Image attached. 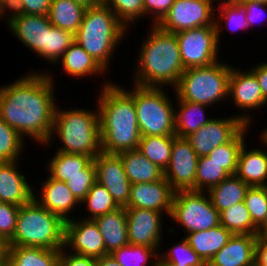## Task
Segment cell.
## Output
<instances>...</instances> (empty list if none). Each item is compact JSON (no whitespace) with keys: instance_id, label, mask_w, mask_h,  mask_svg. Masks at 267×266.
Returning <instances> with one entry per match:
<instances>
[{"instance_id":"f546056e","label":"cell","mask_w":267,"mask_h":266,"mask_svg":"<svg viewBox=\"0 0 267 266\" xmlns=\"http://www.w3.org/2000/svg\"><path fill=\"white\" fill-rule=\"evenodd\" d=\"M60 250L8 247L6 266H58Z\"/></svg>"},{"instance_id":"74e56055","label":"cell","mask_w":267,"mask_h":266,"mask_svg":"<svg viewBox=\"0 0 267 266\" xmlns=\"http://www.w3.org/2000/svg\"><path fill=\"white\" fill-rule=\"evenodd\" d=\"M158 253L159 251L156 248L128 244L115 250L111 255L121 266H154L156 259L159 257ZM149 262L152 264H149Z\"/></svg>"},{"instance_id":"7dc6e473","label":"cell","mask_w":267,"mask_h":266,"mask_svg":"<svg viewBox=\"0 0 267 266\" xmlns=\"http://www.w3.org/2000/svg\"><path fill=\"white\" fill-rule=\"evenodd\" d=\"M175 0H143L144 17L150 15L152 25H158L168 14ZM147 14V15H146Z\"/></svg>"},{"instance_id":"5bb4252c","label":"cell","mask_w":267,"mask_h":266,"mask_svg":"<svg viewBox=\"0 0 267 266\" xmlns=\"http://www.w3.org/2000/svg\"><path fill=\"white\" fill-rule=\"evenodd\" d=\"M7 13V14H6ZM4 15L8 30L17 38L24 47L33 51L39 58L46 62L47 32L51 27L47 15H28L6 11Z\"/></svg>"},{"instance_id":"f6af8a7d","label":"cell","mask_w":267,"mask_h":266,"mask_svg":"<svg viewBox=\"0 0 267 266\" xmlns=\"http://www.w3.org/2000/svg\"><path fill=\"white\" fill-rule=\"evenodd\" d=\"M20 206L0 201V237L8 242L14 235Z\"/></svg>"},{"instance_id":"e575fe53","label":"cell","mask_w":267,"mask_h":266,"mask_svg":"<svg viewBox=\"0 0 267 266\" xmlns=\"http://www.w3.org/2000/svg\"><path fill=\"white\" fill-rule=\"evenodd\" d=\"M173 136H141L137 150L165 171L172 153Z\"/></svg>"},{"instance_id":"11a10c76","label":"cell","mask_w":267,"mask_h":266,"mask_svg":"<svg viewBox=\"0 0 267 266\" xmlns=\"http://www.w3.org/2000/svg\"><path fill=\"white\" fill-rule=\"evenodd\" d=\"M257 237L262 240H267V216L264 222L257 229Z\"/></svg>"},{"instance_id":"f5cc1de1","label":"cell","mask_w":267,"mask_h":266,"mask_svg":"<svg viewBox=\"0 0 267 266\" xmlns=\"http://www.w3.org/2000/svg\"><path fill=\"white\" fill-rule=\"evenodd\" d=\"M254 256V266H267V240L257 238Z\"/></svg>"},{"instance_id":"f1b7e54d","label":"cell","mask_w":267,"mask_h":266,"mask_svg":"<svg viewBox=\"0 0 267 266\" xmlns=\"http://www.w3.org/2000/svg\"><path fill=\"white\" fill-rule=\"evenodd\" d=\"M118 155L131 184L155 182L164 177V171L137 149L124 151Z\"/></svg>"},{"instance_id":"4dcf8cb0","label":"cell","mask_w":267,"mask_h":266,"mask_svg":"<svg viewBox=\"0 0 267 266\" xmlns=\"http://www.w3.org/2000/svg\"><path fill=\"white\" fill-rule=\"evenodd\" d=\"M249 187V185L236 175H229L219 184L212 187L207 193L210 196L213 206L221 213L223 210L244 201Z\"/></svg>"},{"instance_id":"03108f58","label":"cell","mask_w":267,"mask_h":266,"mask_svg":"<svg viewBox=\"0 0 267 266\" xmlns=\"http://www.w3.org/2000/svg\"><path fill=\"white\" fill-rule=\"evenodd\" d=\"M0 266H6V262H0Z\"/></svg>"},{"instance_id":"b9f144b4","label":"cell","mask_w":267,"mask_h":266,"mask_svg":"<svg viewBox=\"0 0 267 266\" xmlns=\"http://www.w3.org/2000/svg\"><path fill=\"white\" fill-rule=\"evenodd\" d=\"M75 42V35L51 25L46 39V62L55 67L63 53ZM52 63V64H51Z\"/></svg>"},{"instance_id":"be15d7a7","label":"cell","mask_w":267,"mask_h":266,"mask_svg":"<svg viewBox=\"0 0 267 266\" xmlns=\"http://www.w3.org/2000/svg\"><path fill=\"white\" fill-rule=\"evenodd\" d=\"M3 17H5L4 13L0 10V18L4 19Z\"/></svg>"},{"instance_id":"30bf717a","label":"cell","mask_w":267,"mask_h":266,"mask_svg":"<svg viewBox=\"0 0 267 266\" xmlns=\"http://www.w3.org/2000/svg\"><path fill=\"white\" fill-rule=\"evenodd\" d=\"M180 58L185 69L217 62L219 42L215 25H206L176 33Z\"/></svg>"},{"instance_id":"d590c367","label":"cell","mask_w":267,"mask_h":266,"mask_svg":"<svg viewBox=\"0 0 267 266\" xmlns=\"http://www.w3.org/2000/svg\"><path fill=\"white\" fill-rule=\"evenodd\" d=\"M80 205L87 206L86 208L89 210H87L88 216L85 214L86 217L84 216L83 218L87 220H94L99 216L120 208L108 190L98 181L92 185L86 197L80 202Z\"/></svg>"},{"instance_id":"83f0119b","label":"cell","mask_w":267,"mask_h":266,"mask_svg":"<svg viewBox=\"0 0 267 266\" xmlns=\"http://www.w3.org/2000/svg\"><path fill=\"white\" fill-rule=\"evenodd\" d=\"M175 98L178 103V107H174V130L176 136L186 138L212 119V117L209 118L206 115V108H210L209 106Z\"/></svg>"},{"instance_id":"ee69618b","label":"cell","mask_w":267,"mask_h":266,"mask_svg":"<svg viewBox=\"0 0 267 266\" xmlns=\"http://www.w3.org/2000/svg\"><path fill=\"white\" fill-rule=\"evenodd\" d=\"M244 203L252 222L259 227L267 216V187H249Z\"/></svg>"},{"instance_id":"db71d44e","label":"cell","mask_w":267,"mask_h":266,"mask_svg":"<svg viewBox=\"0 0 267 266\" xmlns=\"http://www.w3.org/2000/svg\"><path fill=\"white\" fill-rule=\"evenodd\" d=\"M96 266H121L116 259L111 255H105L96 259Z\"/></svg>"},{"instance_id":"836d02e7","label":"cell","mask_w":267,"mask_h":266,"mask_svg":"<svg viewBox=\"0 0 267 266\" xmlns=\"http://www.w3.org/2000/svg\"><path fill=\"white\" fill-rule=\"evenodd\" d=\"M250 125H245L229 142L216 147L207 156L210 160L222 165V168L229 174L235 175L237 171L238 155L241 147L247 141L246 133Z\"/></svg>"},{"instance_id":"ab89813d","label":"cell","mask_w":267,"mask_h":266,"mask_svg":"<svg viewBox=\"0 0 267 266\" xmlns=\"http://www.w3.org/2000/svg\"><path fill=\"white\" fill-rule=\"evenodd\" d=\"M24 142V138L0 118V162L18 161L25 151Z\"/></svg>"},{"instance_id":"816d5d0a","label":"cell","mask_w":267,"mask_h":266,"mask_svg":"<svg viewBox=\"0 0 267 266\" xmlns=\"http://www.w3.org/2000/svg\"><path fill=\"white\" fill-rule=\"evenodd\" d=\"M249 69L255 74L261 87L263 99L267 102V61L260 62Z\"/></svg>"},{"instance_id":"6f0895ef","label":"cell","mask_w":267,"mask_h":266,"mask_svg":"<svg viewBox=\"0 0 267 266\" xmlns=\"http://www.w3.org/2000/svg\"><path fill=\"white\" fill-rule=\"evenodd\" d=\"M72 1L87 9L89 7H93L99 4L102 0H72Z\"/></svg>"},{"instance_id":"bcb514c9","label":"cell","mask_w":267,"mask_h":266,"mask_svg":"<svg viewBox=\"0 0 267 266\" xmlns=\"http://www.w3.org/2000/svg\"><path fill=\"white\" fill-rule=\"evenodd\" d=\"M52 0H14L8 11L28 15H47Z\"/></svg>"},{"instance_id":"1f68e13d","label":"cell","mask_w":267,"mask_h":266,"mask_svg":"<svg viewBox=\"0 0 267 266\" xmlns=\"http://www.w3.org/2000/svg\"><path fill=\"white\" fill-rule=\"evenodd\" d=\"M85 10V7L72 0H52L47 16L53 26L75 35L82 23Z\"/></svg>"},{"instance_id":"680465c9","label":"cell","mask_w":267,"mask_h":266,"mask_svg":"<svg viewBox=\"0 0 267 266\" xmlns=\"http://www.w3.org/2000/svg\"><path fill=\"white\" fill-rule=\"evenodd\" d=\"M14 3V0H0V10L5 13L8 11Z\"/></svg>"},{"instance_id":"7a4b0ae2","label":"cell","mask_w":267,"mask_h":266,"mask_svg":"<svg viewBox=\"0 0 267 266\" xmlns=\"http://www.w3.org/2000/svg\"><path fill=\"white\" fill-rule=\"evenodd\" d=\"M107 82V83H105ZM96 107L99 111L102 152L119 154L138 148L139 131L134 99L121 84L104 80Z\"/></svg>"},{"instance_id":"4316f807","label":"cell","mask_w":267,"mask_h":266,"mask_svg":"<svg viewBox=\"0 0 267 266\" xmlns=\"http://www.w3.org/2000/svg\"><path fill=\"white\" fill-rule=\"evenodd\" d=\"M232 235L220 224L205 231L185 234L184 238L190 247L208 264L213 256L226 245Z\"/></svg>"},{"instance_id":"cb8c5ba5","label":"cell","mask_w":267,"mask_h":266,"mask_svg":"<svg viewBox=\"0 0 267 266\" xmlns=\"http://www.w3.org/2000/svg\"><path fill=\"white\" fill-rule=\"evenodd\" d=\"M47 161L48 174L58 181L67 182L75 175H96L95 163L88 155L56 151Z\"/></svg>"},{"instance_id":"d4e9b609","label":"cell","mask_w":267,"mask_h":266,"mask_svg":"<svg viewBox=\"0 0 267 266\" xmlns=\"http://www.w3.org/2000/svg\"><path fill=\"white\" fill-rule=\"evenodd\" d=\"M94 221L103 237L106 255L129 244L125 207L99 216Z\"/></svg>"},{"instance_id":"9c48e42d","label":"cell","mask_w":267,"mask_h":266,"mask_svg":"<svg viewBox=\"0 0 267 266\" xmlns=\"http://www.w3.org/2000/svg\"><path fill=\"white\" fill-rule=\"evenodd\" d=\"M169 218L180 224L186 234L220 225L219 211L213 206L209 194L202 191L175 192Z\"/></svg>"},{"instance_id":"4fadbf2b","label":"cell","mask_w":267,"mask_h":266,"mask_svg":"<svg viewBox=\"0 0 267 266\" xmlns=\"http://www.w3.org/2000/svg\"><path fill=\"white\" fill-rule=\"evenodd\" d=\"M199 156L186 138L173 135L170 162L164 178L175 192L195 191V178Z\"/></svg>"},{"instance_id":"5b68a950","label":"cell","mask_w":267,"mask_h":266,"mask_svg":"<svg viewBox=\"0 0 267 266\" xmlns=\"http://www.w3.org/2000/svg\"><path fill=\"white\" fill-rule=\"evenodd\" d=\"M71 108L63 110L56 106L51 136L58 138L62 145L56 151L91 156L93 159L102 152L98 107L94 110ZM56 135V136H55Z\"/></svg>"},{"instance_id":"7bdbcfd3","label":"cell","mask_w":267,"mask_h":266,"mask_svg":"<svg viewBox=\"0 0 267 266\" xmlns=\"http://www.w3.org/2000/svg\"><path fill=\"white\" fill-rule=\"evenodd\" d=\"M128 29L136 21L144 18L143 0H102ZM138 19V20H137ZM131 24V25H130Z\"/></svg>"},{"instance_id":"d6986e66","label":"cell","mask_w":267,"mask_h":266,"mask_svg":"<svg viewBox=\"0 0 267 266\" xmlns=\"http://www.w3.org/2000/svg\"><path fill=\"white\" fill-rule=\"evenodd\" d=\"M174 194L164 177L155 182L131 184L129 203L125 208L151 209L170 217Z\"/></svg>"},{"instance_id":"ba28073f","label":"cell","mask_w":267,"mask_h":266,"mask_svg":"<svg viewBox=\"0 0 267 266\" xmlns=\"http://www.w3.org/2000/svg\"><path fill=\"white\" fill-rule=\"evenodd\" d=\"M133 99L141 136H173L174 107L167 88L134 85L126 90ZM172 102V103H171Z\"/></svg>"},{"instance_id":"f35d334b","label":"cell","mask_w":267,"mask_h":266,"mask_svg":"<svg viewBox=\"0 0 267 266\" xmlns=\"http://www.w3.org/2000/svg\"><path fill=\"white\" fill-rule=\"evenodd\" d=\"M228 176L229 174L222 168V165L210 160L207 156L199 157L195 178V191L208 192Z\"/></svg>"},{"instance_id":"60d3db41","label":"cell","mask_w":267,"mask_h":266,"mask_svg":"<svg viewBox=\"0 0 267 266\" xmlns=\"http://www.w3.org/2000/svg\"><path fill=\"white\" fill-rule=\"evenodd\" d=\"M159 258L175 266H207L203 259L190 247L187 240L182 237L173 247L158 253Z\"/></svg>"},{"instance_id":"484cf974","label":"cell","mask_w":267,"mask_h":266,"mask_svg":"<svg viewBox=\"0 0 267 266\" xmlns=\"http://www.w3.org/2000/svg\"><path fill=\"white\" fill-rule=\"evenodd\" d=\"M60 62V63H59ZM73 78L105 76L106 71L76 42H74L55 65Z\"/></svg>"},{"instance_id":"603a6c76","label":"cell","mask_w":267,"mask_h":266,"mask_svg":"<svg viewBox=\"0 0 267 266\" xmlns=\"http://www.w3.org/2000/svg\"><path fill=\"white\" fill-rule=\"evenodd\" d=\"M245 142L238 155L236 176L250 187H267V145L248 149ZM266 150V151H265Z\"/></svg>"},{"instance_id":"44dd1931","label":"cell","mask_w":267,"mask_h":266,"mask_svg":"<svg viewBox=\"0 0 267 266\" xmlns=\"http://www.w3.org/2000/svg\"><path fill=\"white\" fill-rule=\"evenodd\" d=\"M18 162H0V201L22 206L34 198L36 191L26 175L21 174Z\"/></svg>"},{"instance_id":"6125c7cd","label":"cell","mask_w":267,"mask_h":266,"mask_svg":"<svg viewBox=\"0 0 267 266\" xmlns=\"http://www.w3.org/2000/svg\"><path fill=\"white\" fill-rule=\"evenodd\" d=\"M260 133L259 138H261L259 140H262L267 145V128L262 130Z\"/></svg>"},{"instance_id":"681fc988","label":"cell","mask_w":267,"mask_h":266,"mask_svg":"<svg viewBox=\"0 0 267 266\" xmlns=\"http://www.w3.org/2000/svg\"><path fill=\"white\" fill-rule=\"evenodd\" d=\"M58 266H96V259L60 250Z\"/></svg>"},{"instance_id":"94428289","label":"cell","mask_w":267,"mask_h":266,"mask_svg":"<svg viewBox=\"0 0 267 266\" xmlns=\"http://www.w3.org/2000/svg\"><path fill=\"white\" fill-rule=\"evenodd\" d=\"M154 266H175L171 263H167L165 261H163L162 259H160L159 257L156 259L155 265Z\"/></svg>"},{"instance_id":"ac0fdd59","label":"cell","mask_w":267,"mask_h":266,"mask_svg":"<svg viewBox=\"0 0 267 266\" xmlns=\"http://www.w3.org/2000/svg\"><path fill=\"white\" fill-rule=\"evenodd\" d=\"M93 161L97 181L108 190L120 207H126L129 203L131 183L120 156L101 152Z\"/></svg>"},{"instance_id":"2e32d148","label":"cell","mask_w":267,"mask_h":266,"mask_svg":"<svg viewBox=\"0 0 267 266\" xmlns=\"http://www.w3.org/2000/svg\"><path fill=\"white\" fill-rule=\"evenodd\" d=\"M245 123L237 117H215L186 137L199 157L208 156L216 147L229 142Z\"/></svg>"},{"instance_id":"277c9868","label":"cell","mask_w":267,"mask_h":266,"mask_svg":"<svg viewBox=\"0 0 267 266\" xmlns=\"http://www.w3.org/2000/svg\"><path fill=\"white\" fill-rule=\"evenodd\" d=\"M128 29L103 2L85 10L82 23L75 34L79 44L105 71ZM116 49V50H115Z\"/></svg>"},{"instance_id":"9a60e30c","label":"cell","mask_w":267,"mask_h":266,"mask_svg":"<svg viewBox=\"0 0 267 266\" xmlns=\"http://www.w3.org/2000/svg\"><path fill=\"white\" fill-rule=\"evenodd\" d=\"M68 252L95 259L106 255L103 237L94 220L72 218L64 223V247ZM70 248V249H69Z\"/></svg>"},{"instance_id":"9f6ffc18","label":"cell","mask_w":267,"mask_h":266,"mask_svg":"<svg viewBox=\"0 0 267 266\" xmlns=\"http://www.w3.org/2000/svg\"><path fill=\"white\" fill-rule=\"evenodd\" d=\"M7 242L0 237V262H6L7 259Z\"/></svg>"},{"instance_id":"7c38bea8","label":"cell","mask_w":267,"mask_h":266,"mask_svg":"<svg viewBox=\"0 0 267 266\" xmlns=\"http://www.w3.org/2000/svg\"><path fill=\"white\" fill-rule=\"evenodd\" d=\"M228 98L236 108L243 111L242 114L237 113L245 125H251V112L261 109L267 104L263 99V94L259 82L255 74L251 70H242L239 67H232L229 77ZM245 112V113H244ZM251 116H250V114Z\"/></svg>"},{"instance_id":"7402d4cb","label":"cell","mask_w":267,"mask_h":266,"mask_svg":"<svg viewBox=\"0 0 267 266\" xmlns=\"http://www.w3.org/2000/svg\"><path fill=\"white\" fill-rule=\"evenodd\" d=\"M257 238L253 234H233L207 266H254Z\"/></svg>"},{"instance_id":"c3c4849f","label":"cell","mask_w":267,"mask_h":266,"mask_svg":"<svg viewBox=\"0 0 267 266\" xmlns=\"http://www.w3.org/2000/svg\"><path fill=\"white\" fill-rule=\"evenodd\" d=\"M96 181V175H75L70 177V179L66 182V185L74 197L81 202Z\"/></svg>"},{"instance_id":"6da1fadb","label":"cell","mask_w":267,"mask_h":266,"mask_svg":"<svg viewBox=\"0 0 267 266\" xmlns=\"http://www.w3.org/2000/svg\"><path fill=\"white\" fill-rule=\"evenodd\" d=\"M52 76L49 71H30L0 86V118L39 145L48 143L53 129L57 101Z\"/></svg>"},{"instance_id":"3957f363","label":"cell","mask_w":267,"mask_h":266,"mask_svg":"<svg viewBox=\"0 0 267 266\" xmlns=\"http://www.w3.org/2000/svg\"><path fill=\"white\" fill-rule=\"evenodd\" d=\"M150 26L146 39L139 46L132 84L156 88L172 86L174 89L185 70L176 33L164 31L158 25Z\"/></svg>"},{"instance_id":"e0dca14e","label":"cell","mask_w":267,"mask_h":266,"mask_svg":"<svg viewBox=\"0 0 267 266\" xmlns=\"http://www.w3.org/2000/svg\"><path fill=\"white\" fill-rule=\"evenodd\" d=\"M129 244L144 245L161 251L165 214L151 209L125 208ZM163 228V229H162Z\"/></svg>"},{"instance_id":"f907efd6","label":"cell","mask_w":267,"mask_h":266,"mask_svg":"<svg viewBox=\"0 0 267 266\" xmlns=\"http://www.w3.org/2000/svg\"><path fill=\"white\" fill-rule=\"evenodd\" d=\"M241 5L244 7V11L246 14V21L249 23L250 28H252L257 22L261 21L260 19H262V16L263 17L265 16L264 14H266V17H267V5L266 4L244 3Z\"/></svg>"},{"instance_id":"e7e4bbea","label":"cell","mask_w":267,"mask_h":266,"mask_svg":"<svg viewBox=\"0 0 267 266\" xmlns=\"http://www.w3.org/2000/svg\"><path fill=\"white\" fill-rule=\"evenodd\" d=\"M215 1L216 3L220 2V1H233V0H213Z\"/></svg>"},{"instance_id":"8992f818","label":"cell","mask_w":267,"mask_h":266,"mask_svg":"<svg viewBox=\"0 0 267 266\" xmlns=\"http://www.w3.org/2000/svg\"><path fill=\"white\" fill-rule=\"evenodd\" d=\"M64 223L33 198L20 206L15 233L7 245L61 250L64 247Z\"/></svg>"},{"instance_id":"d6a6232c","label":"cell","mask_w":267,"mask_h":266,"mask_svg":"<svg viewBox=\"0 0 267 266\" xmlns=\"http://www.w3.org/2000/svg\"><path fill=\"white\" fill-rule=\"evenodd\" d=\"M218 4V8L215 10L217 11L215 12V28L218 42L221 44L219 36L223 34L221 33L223 30L228 29L232 33L245 29L247 31L250 25L246 21L244 7L241 4L234 1H220ZM221 22L224 23V26L220 24Z\"/></svg>"},{"instance_id":"ffe728a7","label":"cell","mask_w":267,"mask_h":266,"mask_svg":"<svg viewBox=\"0 0 267 266\" xmlns=\"http://www.w3.org/2000/svg\"><path fill=\"white\" fill-rule=\"evenodd\" d=\"M42 183L39 185L40 189H37L39 193H34V199L48 211L58 215L64 222L71 220L72 210L76 211L75 208L81 205L67 187L66 182L58 181L48 175Z\"/></svg>"},{"instance_id":"52a82bcc","label":"cell","mask_w":267,"mask_h":266,"mask_svg":"<svg viewBox=\"0 0 267 266\" xmlns=\"http://www.w3.org/2000/svg\"><path fill=\"white\" fill-rule=\"evenodd\" d=\"M232 66L218 60L208 66L185 69L173 90L174 95L180 100L210 107L225 101Z\"/></svg>"},{"instance_id":"8fae6325","label":"cell","mask_w":267,"mask_h":266,"mask_svg":"<svg viewBox=\"0 0 267 266\" xmlns=\"http://www.w3.org/2000/svg\"><path fill=\"white\" fill-rule=\"evenodd\" d=\"M214 2L213 0H175L158 26L164 31L178 33L206 25H215Z\"/></svg>"},{"instance_id":"8d00e7d4","label":"cell","mask_w":267,"mask_h":266,"mask_svg":"<svg viewBox=\"0 0 267 266\" xmlns=\"http://www.w3.org/2000/svg\"><path fill=\"white\" fill-rule=\"evenodd\" d=\"M220 224L234 235H257L258 227L252 222L244 201L223 210L220 213Z\"/></svg>"},{"instance_id":"91938a15","label":"cell","mask_w":267,"mask_h":266,"mask_svg":"<svg viewBox=\"0 0 267 266\" xmlns=\"http://www.w3.org/2000/svg\"><path fill=\"white\" fill-rule=\"evenodd\" d=\"M234 2L238 4H244V3H260V4H266L267 0H233Z\"/></svg>"}]
</instances>
